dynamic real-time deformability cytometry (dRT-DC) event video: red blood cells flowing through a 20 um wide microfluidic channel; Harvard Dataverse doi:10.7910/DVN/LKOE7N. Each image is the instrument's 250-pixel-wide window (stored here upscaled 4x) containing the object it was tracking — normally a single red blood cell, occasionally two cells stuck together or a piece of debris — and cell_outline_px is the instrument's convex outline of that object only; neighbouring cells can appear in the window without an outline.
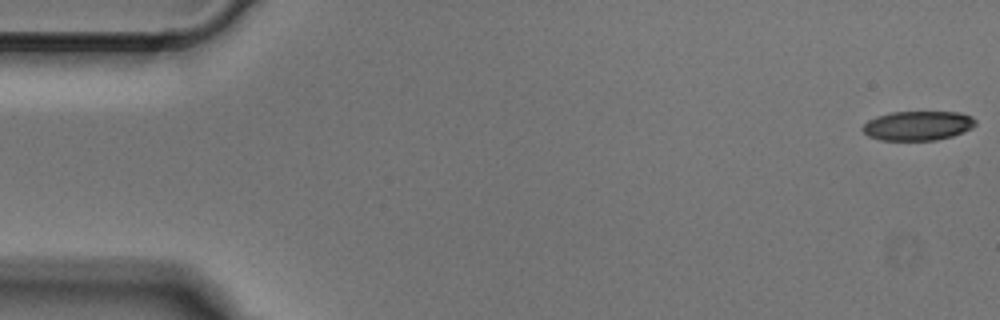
{"species": "Egyptian fruit bat (a non-hibernating species)", "species_latin": "Rousettus aegyptiacus", "temperature_condition": "cold", "stored_images_in_passage": 50, "camera_frame_rate_fps": 3000, "um_per_image_px": 0.085, "animal": {"sex": "male"}, "frame": {"image": 1, "passage_image": 1, "time_ms": 0.0, "image_size_px": [1000, 320], "cell_outline_px": [[976, 124], [972, 128], [964, 132], [952, 136], [936, 140], [880, 140], [868, 136], [860, 128], [868, 120], [876, 116], [892, 112], [960, 112], [972, 116], [976, 120]], "centroid_in_image_um": [78.02, 10.68], "position_along_channel_um": 7.0, "area_um2": 19.48}}
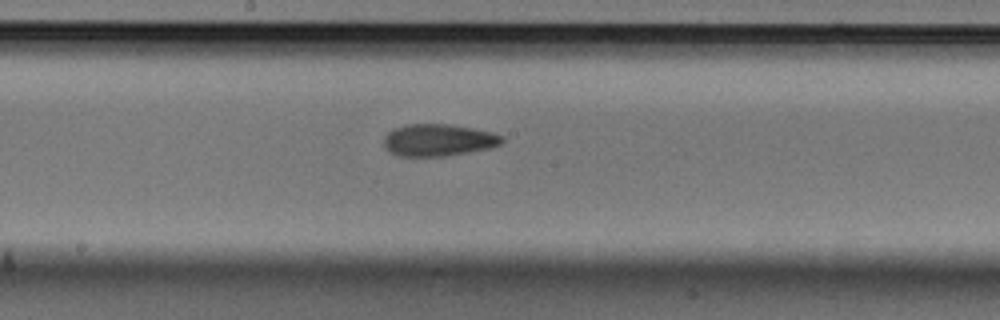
{"frame": {"image": 2, "passage_image": 26, "time_ms": 8.333, "image_size_px": [1000, 320], "cell_outline_px": [[504, 140], [500, 144], [492, 148], [444, 156], [396, 156], [388, 152], [384, 148], [384, 136], [392, 128], [404, 124], [448, 124], [472, 128], [492, 132], [504, 136]], "centroid_in_image_um": [37.23, 11.9], "position_along_channel_um": 211.0, "area_um2": 22.37}}
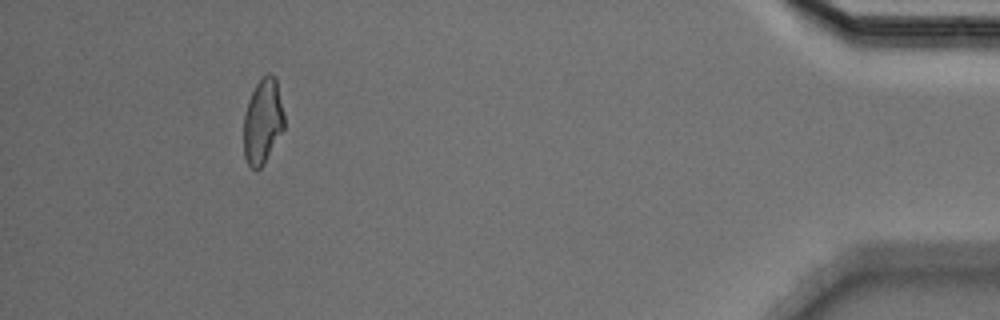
{"frame": {"image": 3, "passage_image": 46, "time_ms": 15.0, "image_size_px": [1000, 320], "cell_outline_px": [[284, 128], [264, 164], [256, 172], [248, 164], [244, 156], [244, 116], [248, 100], [256, 84], [268, 72], [276, 76], [284, 112]], "centroid_in_image_um": [22.34, 10.31], "position_along_channel_um": 412.9, "area_um2": 20.23}}